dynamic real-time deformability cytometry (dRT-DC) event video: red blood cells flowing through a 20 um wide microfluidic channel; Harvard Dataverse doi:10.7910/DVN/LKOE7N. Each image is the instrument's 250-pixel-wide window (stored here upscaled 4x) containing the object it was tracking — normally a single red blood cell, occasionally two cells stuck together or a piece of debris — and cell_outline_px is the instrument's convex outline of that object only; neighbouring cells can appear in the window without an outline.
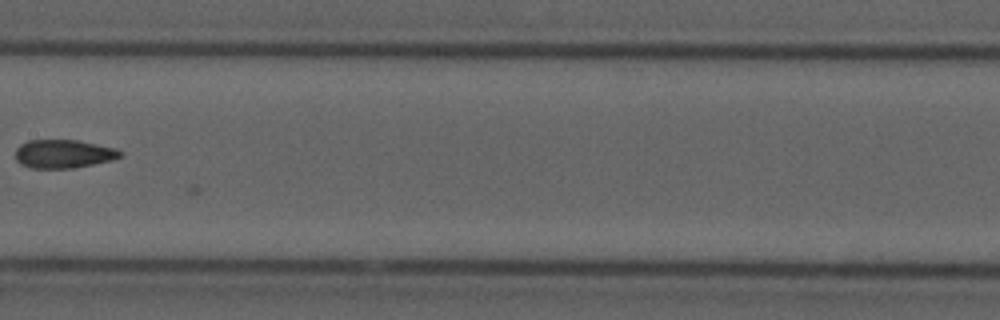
{"species": "common noctule bat (a hibernating species)", "species_latin": "Nyctalus noctula", "temperature_condition": "cold", "stored_images_in_passage": 17, "camera_frame_rate_fps": 3000, "um_per_image_px": 0.085, "animal": {"sex": "male", "forearm_length_mm": 52.5}, "frame": {"image": 1, "passage_image": 15, "time_ms": 4.667, "image_size_px": [1000, 320], "cell_outline_px": [[124, 156], [112, 160], [72, 168], [32, 168], [20, 164], [16, 160], [16, 148], [20, 144], [28, 140], [76, 140], [116, 148], [124, 152]], "centroid_in_image_um": [5.41, 13.07], "position_along_channel_um": 202.0, "area_um2": 17.46}}